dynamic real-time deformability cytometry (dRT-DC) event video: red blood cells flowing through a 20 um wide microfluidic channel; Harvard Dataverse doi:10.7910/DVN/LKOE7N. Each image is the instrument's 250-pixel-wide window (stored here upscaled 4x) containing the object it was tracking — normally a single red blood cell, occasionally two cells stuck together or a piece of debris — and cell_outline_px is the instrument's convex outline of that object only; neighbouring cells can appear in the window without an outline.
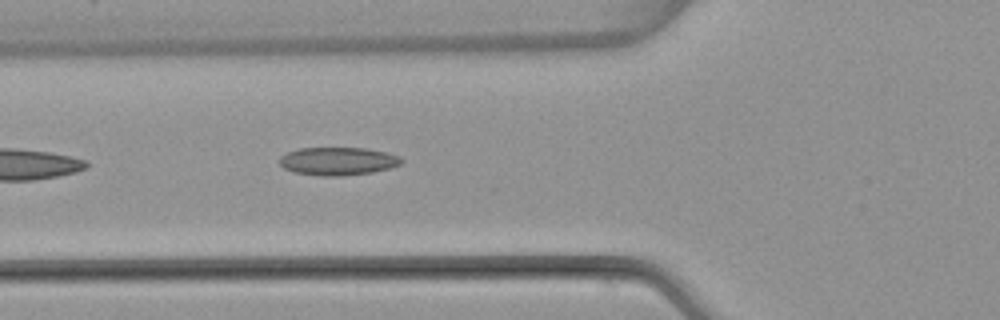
{"species": "common noctule bat (a hibernating species)", "species_latin": "Nyctalus noctula", "temperature_condition": "warm", "stored_images_in_passage": 5, "camera_frame_rate_fps": 3000, "um_per_image_px": 0.085, "animal": {"sex": "female", "body_mass_g": 22.7, "forearm_length_mm": 54.2}, "frame": {"image": 1, "passage_image": 5, "time_ms": 5.667, "image_size_px": [1000, 320], "cell_outline_px": [[404, 160], [400, 164], [388, 168], [372, 172], [340, 176], [320, 176], [296, 172], [284, 168], [280, 164], [280, 156], [288, 152], [300, 148], [364, 148], [388, 152], [400, 156]], "centroid_in_image_um": [28.74, 13.69], "position_along_channel_um": 97.1, "area_um2": 19.83}}